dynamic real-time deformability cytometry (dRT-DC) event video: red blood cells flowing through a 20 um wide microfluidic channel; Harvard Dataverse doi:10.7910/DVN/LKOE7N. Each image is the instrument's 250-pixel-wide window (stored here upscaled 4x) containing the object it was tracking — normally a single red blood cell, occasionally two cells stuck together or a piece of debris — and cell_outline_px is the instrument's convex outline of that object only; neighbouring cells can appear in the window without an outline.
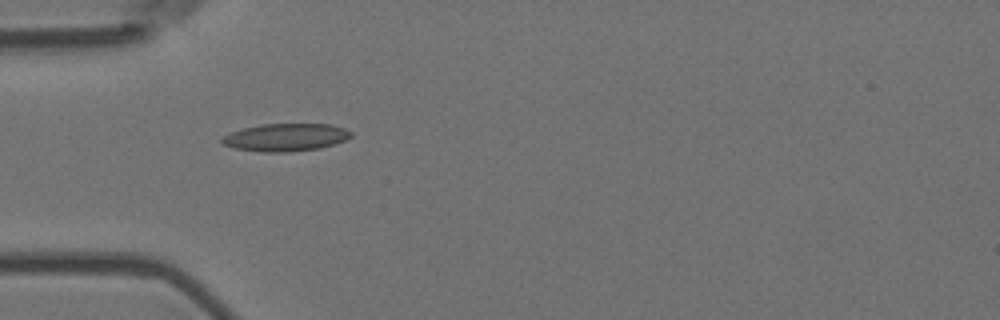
{"species": "Egyptian fruit bat (a non-hibernating species)", "species_latin": "Rousettus aegyptiacus", "temperature_condition": "room temperature", "stored_images_in_passage": 35, "camera_frame_rate_fps": 3000, "um_per_image_px": 0.085, "animal": {"sex": "female"}, "frame": {"image": 1, "passage_image": 1, "time_ms": 0.0, "image_size_px": [1000, 320], "cell_outline_px": [[352, 136], [344, 140], [320, 148], [288, 152], [260, 152], [236, 148], [224, 144], [220, 140], [224, 136], [232, 132], [244, 128], [260, 124], [332, 124], [344, 128], [352, 132]], "centroid_in_image_um": [24.3, 11.67], "position_along_channel_um": 60.7, "area_um2": 20.63}}
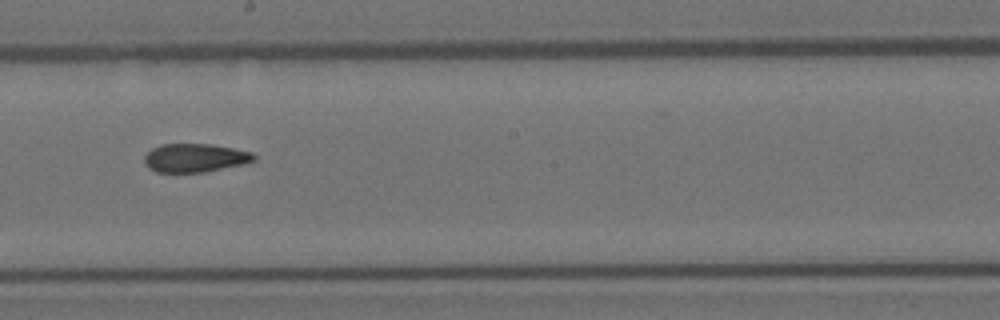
{"frame": {"image": 2, "passage_image": 15, "time_ms": 4.667, "image_size_px": [1000, 320], "cell_outline_px": [[256, 160], [244, 164], [204, 172], [156, 172], [148, 168], [144, 164], [144, 156], [152, 148], [160, 144], [212, 144], [252, 152], [256, 156]], "centroid_in_image_um": [16.56, 13.42], "position_along_channel_um": 231.6, "area_um2": 18.32}}
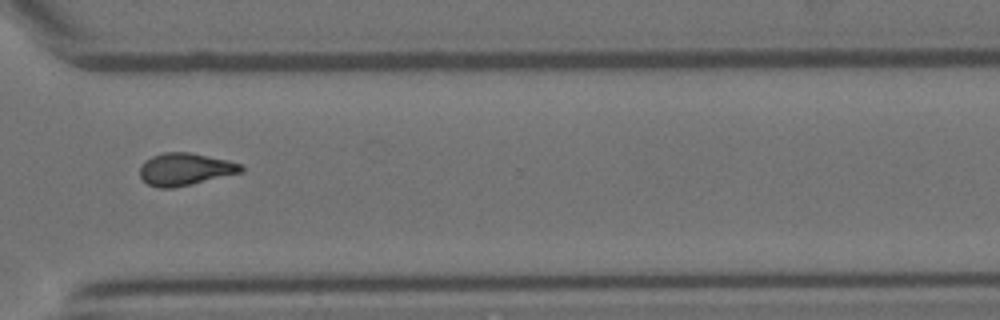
{"frame": {"image": 3, "passage_image": 25, "time_ms": 8.0, "image_size_px": [1000, 320], "cell_outline_px": [[244, 172], [192, 184], [172, 188], [156, 188], [148, 184], [140, 176], [140, 164], [144, 160], [152, 156], [164, 152], [188, 152], [228, 160], [240, 164], [244, 168]], "centroid_in_image_um": [15.72, 14.39], "position_along_channel_um": 354.9, "area_um2": 19.19}, "authors_computed_cell_mechanics": {"area_um2": 18.6694, "velocity_mm_per_s": 3.7059, "shape_relaxation_time_tau1_ms": null, "shape_relaxation_time_tau2_ms": 2.6257, "deformation_change_tau1": null, "deformation_change_tau2": 0.0945}}